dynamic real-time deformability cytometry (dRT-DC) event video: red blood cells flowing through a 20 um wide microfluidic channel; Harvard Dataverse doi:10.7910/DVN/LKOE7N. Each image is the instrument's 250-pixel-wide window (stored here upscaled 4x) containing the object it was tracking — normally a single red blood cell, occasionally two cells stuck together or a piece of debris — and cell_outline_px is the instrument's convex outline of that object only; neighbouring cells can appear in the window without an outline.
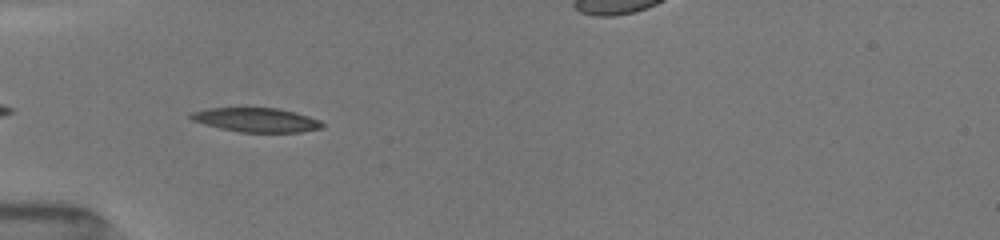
{"species": "common noctule bat (a hibernating species)", "species_latin": "Nyctalus noctula", "temperature_condition": "room temperature", "stored_images_in_passage": 9, "camera_frame_rate_fps": 3000, "um_per_image_px": 0.085, "animal": {"sex": "female", "body_mass_g": 19.5, "forearm_length_mm": 54.1}, "frame": {"image": 1, "passage_image": 2, "time_ms": 0.667, "image_size_px": [1000, 240], "cell_outline_px": [[324, 124], [320, 128], [300, 132], [240, 132], [220, 128], [192, 120], [188, 116], [196, 112], [212, 108], [276, 108], [292, 112], [316, 120]], "centroid_in_image_um": [21.75, 10.2], "position_along_channel_um": 63.2, "area_um2": 17.8}}
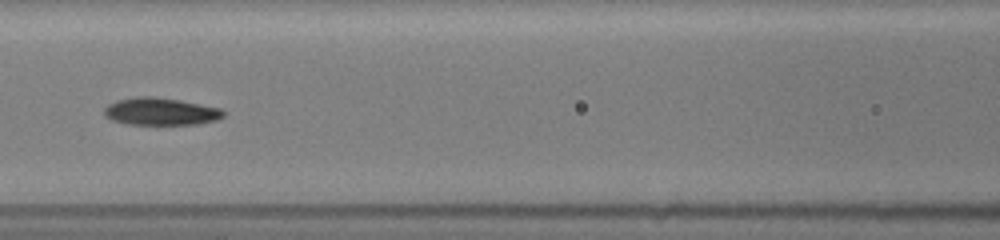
{"frame": {"image": 2, "passage_image": 7, "time_ms": 3.0, "image_size_px": [1000, 240], "cell_outline_px": [[224, 116], [216, 120], [196, 124], [128, 124], [112, 120], [104, 112], [112, 104], [120, 100], [144, 96], [148, 96], [176, 100], [220, 108], [224, 112]], "centroid_in_image_um": [13.72, 9.5], "position_along_channel_um": 152.9, "area_um2": 18.21}}